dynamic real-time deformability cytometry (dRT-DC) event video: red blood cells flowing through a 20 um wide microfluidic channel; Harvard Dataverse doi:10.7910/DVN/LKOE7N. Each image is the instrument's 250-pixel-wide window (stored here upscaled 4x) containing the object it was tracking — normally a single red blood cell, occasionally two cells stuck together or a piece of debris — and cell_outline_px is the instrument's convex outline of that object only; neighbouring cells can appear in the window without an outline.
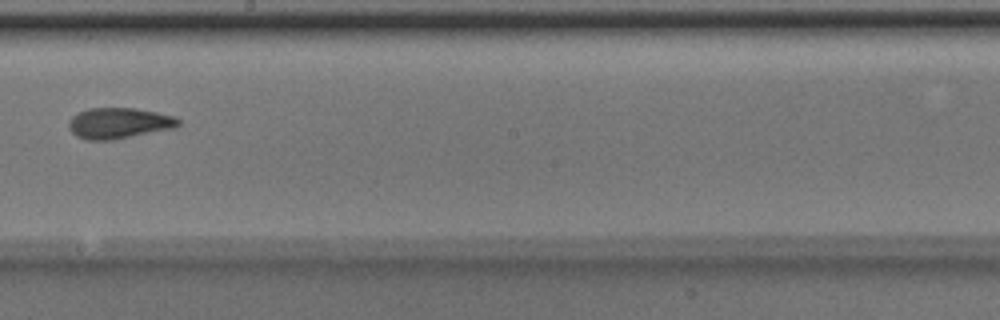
{"species": "Egyptian fruit bat (a non-hibernating species)", "species_latin": "Rousettus aegyptiacus", "temperature_condition": "room temperature", "stored_images_in_passage": 7, "camera_frame_rate_fps": 3000, "um_per_image_px": 0.085, "animal": {"sex": "male"}, "frame": {"image": 1, "passage_image": 6, "time_ms": 1.667, "image_size_px": [1000, 320], "cell_outline_px": [[180, 124], [176, 128], [116, 140], [88, 140], [76, 136], [72, 132], [68, 124], [72, 116], [76, 112], [88, 108], [136, 108], [176, 116], [180, 120]], "centroid_in_image_um": [10.14, 10.47], "position_along_channel_um": 238.1, "area_um2": 20.06}}
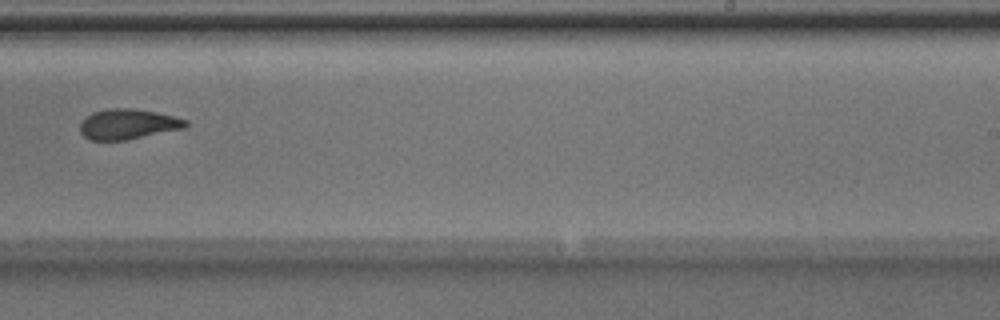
{"frame": {"image": 2, "passage_image": 7, "time_ms": 2.0, "image_size_px": [1000, 320], "cell_outline_px": [[188, 124], [184, 128], [124, 140], [88, 140], [80, 132], [80, 124], [84, 116], [92, 112], [108, 108], [132, 108], [156, 112], [188, 120]], "centroid_in_image_um": [10.82, 10.54], "position_along_channel_um": 278.2, "area_um2": 18.61}}